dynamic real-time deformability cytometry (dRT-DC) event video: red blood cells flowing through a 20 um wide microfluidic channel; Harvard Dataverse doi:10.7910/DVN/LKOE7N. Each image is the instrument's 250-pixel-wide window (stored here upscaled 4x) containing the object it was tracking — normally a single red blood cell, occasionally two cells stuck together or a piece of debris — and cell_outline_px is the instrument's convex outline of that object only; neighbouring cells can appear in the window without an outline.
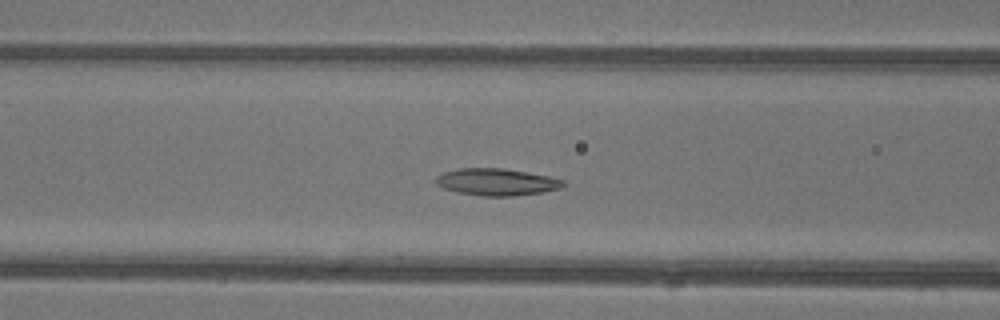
{"species": "common noctule bat (a hibernating species)", "species_latin": "Nyctalus noctula", "temperature_condition": "warm", "stored_images_in_passage": 44, "camera_frame_rate_fps": 3000, "um_per_image_px": 0.085, "animal": {"sex": "female"}, "frame": {"image": 1, "passage_image": 17, "time_ms": 5.333, "image_size_px": [1000, 320], "cell_outline_px": [[568, 184], [560, 188], [544, 192], [512, 196], [480, 196], [456, 192], [444, 188], [436, 184], [436, 176], [444, 172], [460, 168], [504, 168], [548, 176], [564, 180]], "centroid_in_image_um": [42.23, 15.47], "position_along_channel_um": 124.4, "area_um2": 20.11}}
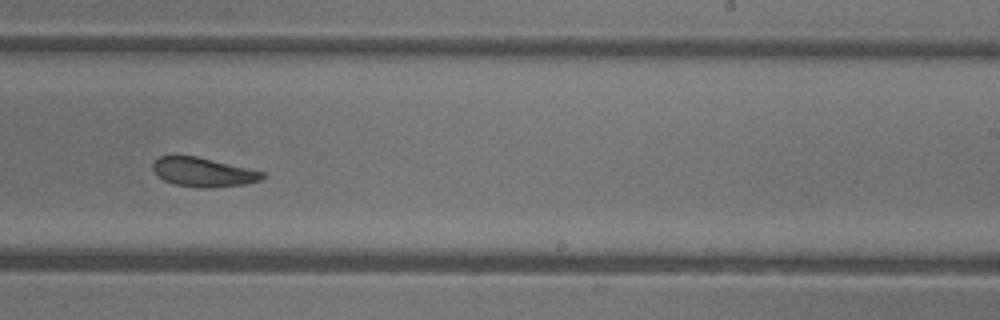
{"frame": {"image": 2, "passage_image": 27, "time_ms": 8.667, "image_size_px": [1000, 320], "cell_outline_px": [[264, 176], [260, 180], [244, 184], [208, 188], [196, 188], [176, 184], [164, 180], [152, 168], [152, 164], [160, 156], [196, 156], [264, 172]], "centroid_in_image_um": [17.27, 14.64], "position_along_channel_um": 271.7, "area_um2": 18.21}}
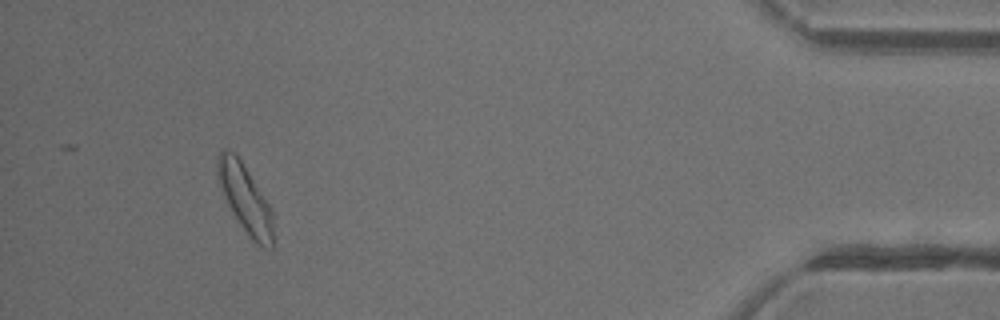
{"frame": {"image": 3, "passage_image": 41, "time_ms": 13.333, "image_size_px": [1000, 320], "cell_outline_px": [[276, 236], [272, 248], [264, 248], [256, 244], [248, 236], [236, 220], [224, 196], [216, 176], [216, 156], [224, 148], [232, 152], [240, 160], [248, 172], [268, 204], [272, 212]], "centroid_in_image_um": [20.85, 16.96], "position_along_channel_um": 414.3, "area_um2": 22.25}, "authors_computed_cell_mechanics": {"area_um2": 20.23, "velocity_mm_per_s": 4.4317, "shape_relaxation_time_tau1_ms": 4.96, "shape_relaxation_time_tau2_ms": 4.2006, "deformation_change_tau1": 0.1515, "deformation_change_tau2": 0.1144}}